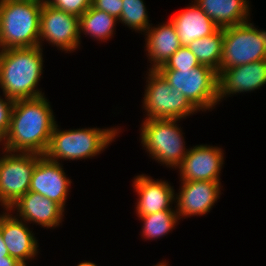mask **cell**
I'll return each instance as SVG.
<instances>
[{"label":"cell","mask_w":266,"mask_h":266,"mask_svg":"<svg viewBox=\"0 0 266 266\" xmlns=\"http://www.w3.org/2000/svg\"><path fill=\"white\" fill-rule=\"evenodd\" d=\"M0 156V205L9 209L29 191L30 181L41 154L11 152L2 149Z\"/></svg>","instance_id":"cell-9"},{"label":"cell","mask_w":266,"mask_h":266,"mask_svg":"<svg viewBox=\"0 0 266 266\" xmlns=\"http://www.w3.org/2000/svg\"><path fill=\"white\" fill-rule=\"evenodd\" d=\"M5 256H9V252L0 232V259H5Z\"/></svg>","instance_id":"cell-30"},{"label":"cell","mask_w":266,"mask_h":266,"mask_svg":"<svg viewBox=\"0 0 266 266\" xmlns=\"http://www.w3.org/2000/svg\"><path fill=\"white\" fill-rule=\"evenodd\" d=\"M63 169L61 163L42 155L34 168L29 191L39 193L65 209L72 181L66 176Z\"/></svg>","instance_id":"cell-13"},{"label":"cell","mask_w":266,"mask_h":266,"mask_svg":"<svg viewBox=\"0 0 266 266\" xmlns=\"http://www.w3.org/2000/svg\"><path fill=\"white\" fill-rule=\"evenodd\" d=\"M119 20L104 11L94 8L92 5L79 17L80 40L81 34L89 35L98 41L106 42L113 37L115 25ZM82 32V33H81Z\"/></svg>","instance_id":"cell-21"},{"label":"cell","mask_w":266,"mask_h":266,"mask_svg":"<svg viewBox=\"0 0 266 266\" xmlns=\"http://www.w3.org/2000/svg\"><path fill=\"white\" fill-rule=\"evenodd\" d=\"M56 123L50 102L45 95L16 100L8 134L0 145L2 149L11 152L44 155Z\"/></svg>","instance_id":"cell-1"},{"label":"cell","mask_w":266,"mask_h":266,"mask_svg":"<svg viewBox=\"0 0 266 266\" xmlns=\"http://www.w3.org/2000/svg\"><path fill=\"white\" fill-rule=\"evenodd\" d=\"M146 74L143 109L144 119H185L198 110L176 88L169 85L157 70H149Z\"/></svg>","instance_id":"cell-7"},{"label":"cell","mask_w":266,"mask_h":266,"mask_svg":"<svg viewBox=\"0 0 266 266\" xmlns=\"http://www.w3.org/2000/svg\"><path fill=\"white\" fill-rule=\"evenodd\" d=\"M169 85L180 91L198 110H213L220 104L218 97V72L200 65L192 69L157 70Z\"/></svg>","instance_id":"cell-6"},{"label":"cell","mask_w":266,"mask_h":266,"mask_svg":"<svg viewBox=\"0 0 266 266\" xmlns=\"http://www.w3.org/2000/svg\"><path fill=\"white\" fill-rule=\"evenodd\" d=\"M42 41L67 53L74 52L81 44L79 17L43 3L39 26L40 47Z\"/></svg>","instance_id":"cell-10"},{"label":"cell","mask_w":266,"mask_h":266,"mask_svg":"<svg viewBox=\"0 0 266 266\" xmlns=\"http://www.w3.org/2000/svg\"><path fill=\"white\" fill-rule=\"evenodd\" d=\"M203 12L218 26L226 28L250 20L247 0H194Z\"/></svg>","instance_id":"cell-20"},{"label":"cell","mask_w":266,"mask_h":266,"mask_svg":"<svg viewBox=\"0 0 266 266\" xmlns=\"http://www.w3.org/2000/svg\"><path fill=\"white\" fill-rule=\"evenodd\" d=\"M138 218L143 221L141 234L146 240H155L168 235L180 220L176 210L159 211Z\"/></svg>","instance_id":"cell-23"},{"label":"cell","mask_w":266,"mask_h":266,"mask_svg":"<svg viewBox=\"0 0 266 266\" xmlns=\"http://www.w3.org/2000/svg\"><path fill=\"white\" fill-rule=\"evenodd\" d=\"M178 121L181 120L144 119L140 127V140L149 156L173 169L181 165L189 150Z\"/></svg>","instance_id":"cell-5"},{"label":"cell","mask_w":266,"mask_h":266,"mask_svg":"<svg viewBox=\"0 0 266 266\" xmlns=\"http://www.w3.org/2000/svg\"><path fill=\"white\" fill-rule=\"evenodd\" d=\"M42 3L80 17L92 5V0H43Z\"/></svg>","instance_id":"cell-26"},{"label":"cell","mask_w":266,"mask_h":266,"mask_svg":"<svg viewBox=\"0 0 266 266\" xmlns=\"http://www.w3.org/2000/svg\"><path fill=\"white\" fill-rule=\"evenodd\" d=\"M251 21L223 28L220 69H229L266 59V30Z\"/></svg>","instance_id":"cell-8"},{"label":"cell","mask_w":266,"mask_h":266,"mask_svg":"<svg viewBox=\"0 0 266 266\" xmlns=\"http://www.w3.org/2000/svg\"><path fill=\"white\" fill-rule=\"evenodd\" d=\"M153 266H169L168 263H166V261H161L160 263L158 262L156 265Z\"/></svg>","instance_id":"cell-32"},{"label":"cell","mask_w":266,"mask_h":266,"mask_svg":"<svg viewBox=\"0 0 266 266\" xmlns=\"http://www.w3.org/2000/svg\"><path fill=\"white\" fill-rule=\"evenodd\" d=\"M145 47L149 70H157L181 47L179 36L171 20L157 27L150 26L145 32Z\"/></svg>","instance_id":"cell-18"},{"label":"cell","mask_w":266,"mask_h":266,"mask_svg":"<svg viewBox=\"0 0 266 266\" xmlns=\"http://www.w3.org/2000/svg\"><path fill=\"white\" fill-rule=\"evenodd\" d=\"M42 5L36 0H0V50L39 46Z\"/></svg>","instance_id":"cell-3"},{"label":"cell","mask_w":266,"mask_h":266,"mask_svg":"<svg viewBox=\"0 0 266 266\" xmlns=\"http://www.w3.org/2000/svg\"><path fill=\"white\" fill-rule=\"evenodd\" d=\"M221 182L181 181L179 193L175 194V207L179 219L206 215L221 195Z\"/></svg>","instance_id":"cell-12"},{"label":"cell","mask_w":266,"mask_h":266,"mask_svg":"<svg viewBox=\"0 0 266 266\" xmlns=\"http://www.w3.org/2000/svg\"><path fill=\"white\" fill-rule=\"evenodd\" d=\"M198 59L187 46H181L167 61L157 70H181L192 69L200 66Z\"/></svg>","instance_id":"cell-25"},{"label":"cell","mask_w":266,"mask_h":266,"mask_svg":"<svg viewBox=\"0 0 266 266\" xmlns=\"http://www.w3.org/2000/svg\"><path fill=\"white\" fill-rule=\"evenodd\" d=\"M43 47L0 50V88L11 100L44 96L38 89L43 74Z\"/></svg>","instance_id":"cell-2"},{"label":"cell","mask_w":266,"mask_h":266,"mask_svg":"<svg viewBox=\"0 0 266 266\" xmlns=\"http://www.w3.org/2000/svg\"><path fill=\"white\" fill-rule=\"evenodd\" d=\"M223 39V28H219L212 35L193 40L187 47L201 65L208 66L218 72L222 58Z\"/></svg>","instance_id":"cell-22"},{"label":"cell","mask_w":266,"mask_h":266,"mask_svg":"<svg viewBox=\"0 0 266 266\" xmlns=\"http://www.w3.org/2000/svg\"><path fill=\"white\" fill-rule=\"evenodd\" d=\"M0 95V144L3 142L8 134L11 121V113L14 105V100L9 99L4 95Z\"/></svg>","instance_id":"cell-27"},{"label":"cell","mask_w":266,"mask_h":266,"mask_svg":"<svg viewBox=\"0 0 266 266\" xmlns=\"http://www.w3.org/2000/svg\"><path fill=\"white\" fill-rule=\"evenodd\" d=\"M266 85V59L218 71L219 101Z\"/></svg>","instance_id":"cell-15"},{"label":"cell","mask_w":266,"mask_h":266,"mask_svg":"<svg viewBox=\"0 0 266 266\" xmlns=\"http://www.w3.org/2000/svg\"><path fill=\"white\" fill-rule=\"evenodd\" d=\"M170 20L175 26L181 46H188L193 40L212 35L219 29L193 1L184 10L175 13Z\"/></svg>","instance_id":"cell-19"},{"label":"cell","mask_w":266,"mask_h":266,"mask_svg":"<svg viewBox=\"0 0 266 266\" xmlns=\"http://www.w3.org/2000/svg\"><path fill=\"white\" fill-rule=\"evenodd\" d=\"M0 266H23L15 258L5 256V259H0Z\"/></svg>","instance_id":"cell-29"},{"label":"cell","mask_w":266,"mask_h":266,"mask_svg":"<svg viewBox=\"0 0 266 266\" xmlns=\"http://www.w3.org/2000/svg\"><path fill=\"white\" fill-rule=\"evenodd\" d=\"M8 210L26 223H33L43 228L55 229L62 223L64 208L55 201L39 193L28 191Z\"/></svg>","instance_id":"cell-16"},{"label":"cell","mask_w":266,"mask_h":266,"mask_svg":"<svg viewBox=\"0 0 266 266\" xmlns=\"http://www.w3.org/2000/svg\"><path fill=\"white\" fill-rule=\"evenodd\" d=\"M11 213L6 209L0 214V232L9 256L27 266V261L33 260L38 255V240L33 231H30L28 223Z\"/></svg>","instance_id":"cell-14"},{"label":"cell","mask_w":266,"mask_h":266,"mask_svg":"<svg viewBox=\"0 0 266 266\" xmlns=\"http://www.w3.org/2000/svg\"><path fill=\"white\" fill-rule=\"evenodd\" d=\"M123 7L120 18L118 19L123 25H126L135 32L147 31L152 25L149 23L148 12L143 0H122Z\"/></svg>","instance_id":"cell-24"},{"label":"cell","mask_w":266,"mask_h":266,"mask_svg":"<svg viewBox=\"0 0 266 266\" xmlns=\"http://www.w3.org/2000/svg\"><path fill=\"white\" fill-rule=\"evenodd\" d=\"M134 190L138 195L137 216L148 215L165 210H175V191L168 181L154 180L146 174L137 175L133 181ZM174 201V202H173Z\"/></svg>","instance_id":"cell-17"},{"label":"cell","mask_w":266,"mask_h":266,"mask_svg":"<svg viewBox=\"0 0 266 266\" xmlns=\"http://www.w3.org/2000/svg\"><path fill=\"white\" fill-rule=\"evenodd\" d=\"M56 123L45 156L53 161L79 160L98 156L121 132L120 128L60 130Z\"/></svg>","instance_id":"cell-4"},{"label":"cell","mask_w":266,"mask_h":266,"mask_svg":"<svg viewBox=\"0 0 266 266\" xmlns=\"http://www.w3.org/2000/svg\"><path fill=\"white\" fill-rule=\"evenodd\" d=\"M223 149L217 146L196 145L189 148L181 165L177 168L180 181L220 182L224 164Z\"/></svg>","instance_id":"cell-11"},{"label":"cell","mask_w":266,"mask_h":266,"mask_svg":"<svg viewBox=\"0 0 266 266\" xmlns=\"http://www.w3.org/2000/svg\"><path fill=\"white\" fill-rule=\"evenodd\" d=\"M76 266H97L95 263L90 261H82L81 263L77 264Z\"/></svg>","instance_id":"cell-31"},{"label":"cell","mask_w":266,"mask_h":266,"mask_svg":"<svg viewBox=\"0 0 266 266\" xmlns=\"http://www.w3.org/2000/svg\"><path fill=\"white\" fill-rule=\"evenodd\" d=\"M92 6L119 19L123 2L122 0H92Z\"/></svg>","instance_id":"cell-28"}]
</instances>
